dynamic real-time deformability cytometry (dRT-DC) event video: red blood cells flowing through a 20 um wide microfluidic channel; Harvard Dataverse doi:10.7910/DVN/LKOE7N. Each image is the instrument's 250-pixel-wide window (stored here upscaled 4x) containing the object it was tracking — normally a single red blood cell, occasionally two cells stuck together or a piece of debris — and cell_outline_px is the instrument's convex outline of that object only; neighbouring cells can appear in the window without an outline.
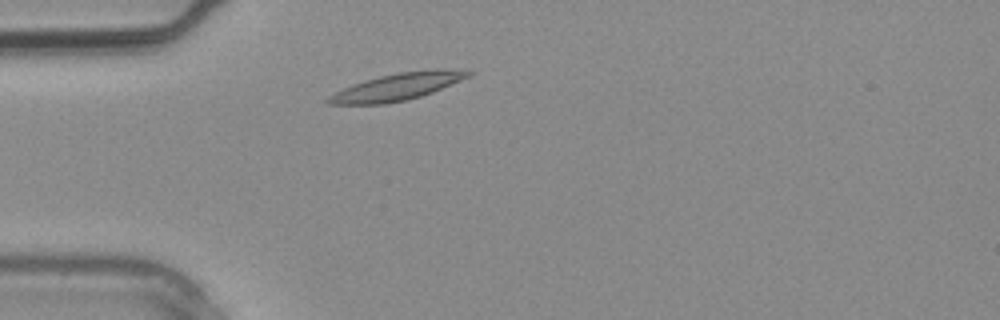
{"species": "common noctule bat (a hibernating species)", "species_latin": "Nyctalus noctula", "temperature_condition": "warm", "stored_images_in_passage": 1, "camera_frame_rate_fps": 3000, "um_per_image_px": 0.085, "animal": {"sex": "male", "body_mass_g": 20.4}, "frame": {"image": 1, "passage_image": 1, "time_ms": 0.0, "image_size_px": [1000, 320], "cell_outline_px": [[476, 72], [460, 80], [432, 92], [420, 96], [404, 100], [384, 104], [328, 104], [324, 100], [328, 96], [344, 88], [364, 80], [380, 76], [400, 72], [436, 68]], "centroid_in_image_um": [33.73, 7.37], "position_along_channel_um": 51.3, "area_um2": 21.68}}